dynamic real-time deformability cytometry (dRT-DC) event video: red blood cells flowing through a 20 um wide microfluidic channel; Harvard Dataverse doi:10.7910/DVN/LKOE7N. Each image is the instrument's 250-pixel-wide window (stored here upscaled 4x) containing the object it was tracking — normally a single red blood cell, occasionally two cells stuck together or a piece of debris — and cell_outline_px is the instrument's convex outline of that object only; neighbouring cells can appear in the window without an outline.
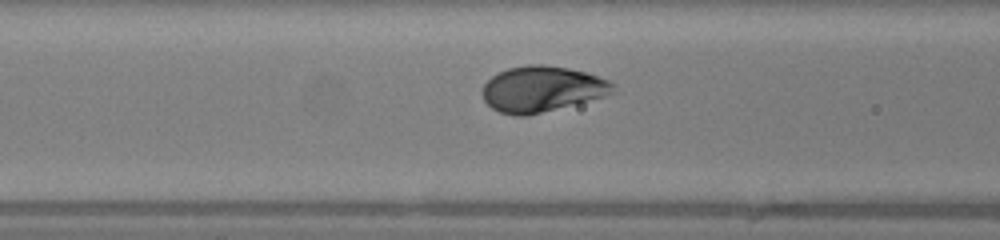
{"species": "human", "species_latin": "Homo sapiens", "temperature_condition": "warm", "stored_images_in_passage": 37, "camera_frame_rate_fps": 3000, "um_per_image_px": 0.085, "donor": {"sex": "female"}, "frame": {"image": 1, "passage_image": 15, "time_ms": 4.667, "image_size_px": [1000, 240], "cell_outline_px": [[616, 84], [612, 92], [604, 96], [528, 116], [516, 116], [500, 112], [492, 108], [484, 100], [480, 92], [484, 84], [492, 76], [508, 68], [528, 64], [544, 64], [568, 68], [584, 72], [608, 80]], "centroid_in_image_um": [46.02, 7.56], "position_along_channel_um": 120.6, "area_um2": 34.68}}
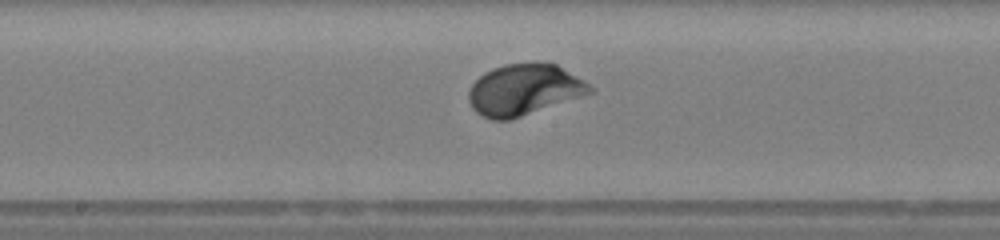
{"frame": {"image": 2, "passage_image": 21, "time_ms": 6.667, "image_size_px": [1000, 240], "cell_outline_px": [[596, 92], [508, 120], [492, 120], [476, 112], [472, 108], [468, 100], [468, 92], [472, 84], [484, 72], [492, 68], [504, 64], [556, 64], [584, 80]], "centroid_in_image_um": [44.53, 7.64], "position_along_channel_um": 203.7, "area_um2": 35.72}}
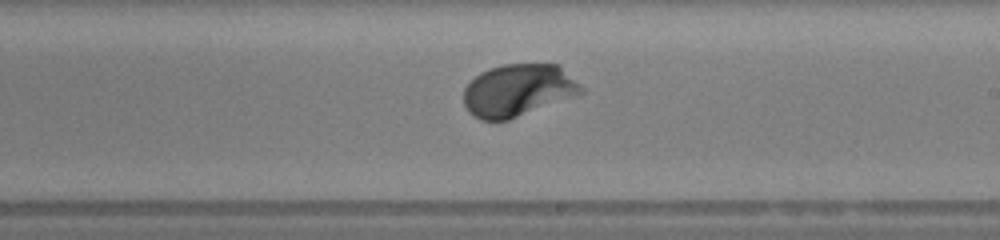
{"frame": {"image": 3, "passage_image": 24, "time_ms": 7.667, "image_size_px": [1000, 240], "cell_outline_px": [[588, 92], [508, 120], [480, 120], [468, 112], [464, 104], [464, 88], [480, 72], [488, 68], [504, 64], [560, 64]], "centroid_in_image_um": [44.07, 7.67], "position_along_channel_um": 244.9, "area_um2": 36.13}, "authors_computed_cell_mechanics": {"area_um2": 34.68, "velocity_mm_per_s": 4.1538, "shape_relaxation_time_tau1_ms": 1.9258, "shape_relaxation_time_tau2_ms": null, "deformation_change_tau1": 0.1233, "deformation_change_tau2": null}}